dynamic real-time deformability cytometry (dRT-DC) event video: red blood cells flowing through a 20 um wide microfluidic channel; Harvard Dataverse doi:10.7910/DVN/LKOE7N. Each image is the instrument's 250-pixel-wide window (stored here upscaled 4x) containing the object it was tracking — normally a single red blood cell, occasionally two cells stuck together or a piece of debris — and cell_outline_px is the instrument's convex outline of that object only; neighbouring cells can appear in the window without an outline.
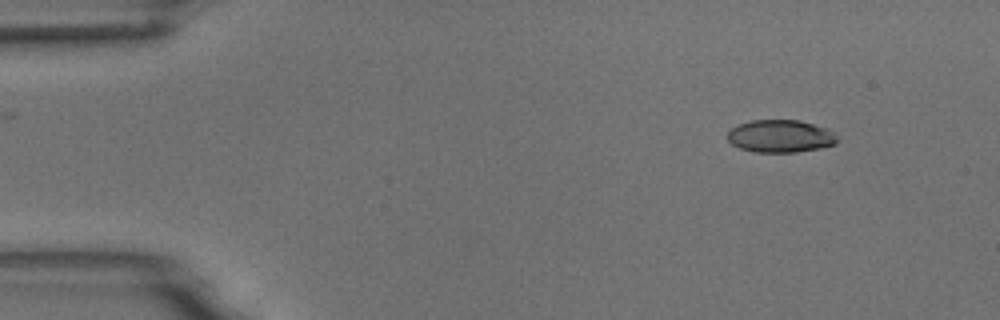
{"species": "common noctule bat (a hibernating species)", "species_latin": "Nyctalus noctula", "temperature_condition": "room temperature", "stored_images_in_passage": 5, "camera_frame_rate_fps": 3000, "um_per_image_px": 0.085, "animal": {"sex": "male", "body_mass_g": 18.8}, "frame": {"image": 1, "passage_image": 1, "time_ms": 0.0, "image_size_px": [1000, 320], "cell_outline_px": [[836, 144], [820, 148], [796, 152], [752, 152], [740, 148], [732, 144], [728, 140], [728, 132], [736, 124], [752, 120], [800, 120], [828, 128], [836, 136]], "centroid_in_image_um": [66.32, 11.57], "position_along_channel_um": 18.7, "area_um2": 20.92}}
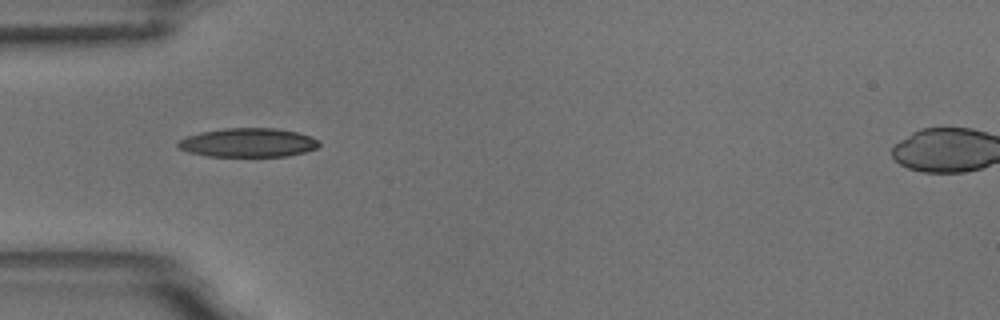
{"frame": {"image": 2, "passage_image": 4, "time_ms": 3.667, "image_size_px": [1000, 320], "cell_outline_px": [[320, 144], [316, 148], [304, 152], [288, 156], [208, 156], [188, 152], [180, 148], [176, 144], [180, 140], [188, 136], [200, 132], [224, 128], [276, 128], [296, 132], [312, 136]], "centroid_in_image_um": [21.09, 12.12], "position_along_channel_um": 63.9, "area_um2": 23.64}}